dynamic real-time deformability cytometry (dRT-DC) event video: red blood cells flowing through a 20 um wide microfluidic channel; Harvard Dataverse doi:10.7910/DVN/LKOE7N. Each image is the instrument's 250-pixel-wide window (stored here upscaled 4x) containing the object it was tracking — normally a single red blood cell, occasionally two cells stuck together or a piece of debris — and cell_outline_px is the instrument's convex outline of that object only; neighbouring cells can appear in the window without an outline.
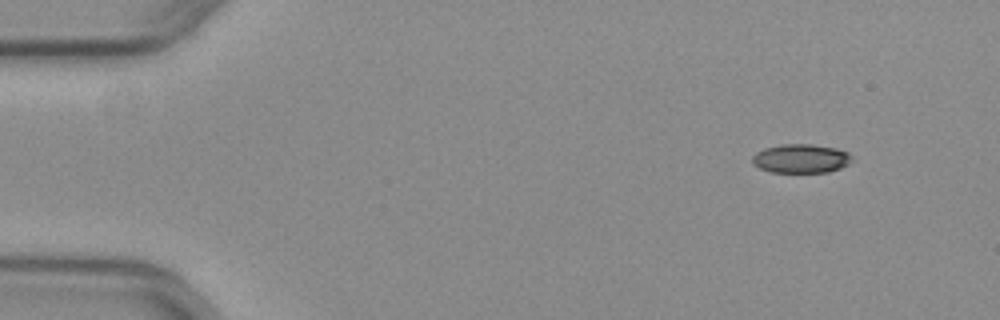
{"species": "common noctule bat (a hibernating species)", "species_latin": "Nyctalus noctula", "temperature_condition": "warm", "stored_images_in_passage": 48, "camera_frame_rate_fps": 3000, "um_per_image_px": 0.085, "animal": {"sex": "female", "body_mass_g": 29.2, "forearm_length_mm": 56.3}, "frame": {"image": 1, "passage_image": 1, "time_ms": 0.0, "image_size_px": [1000, 320], "cell_outline_px": [[852, 156], [848, 164], [840, 168], [828, 172], [772, 172], [760, 168], [752, 164], [752, 156], [756, 152], [764, 148], [780, 144], [812, 144], [836, 148], [848, 152]], "centroid_in_image_um": [68.06, 13.47], "position_along_channel_um": 16.9, "area_um2": 16.82}}
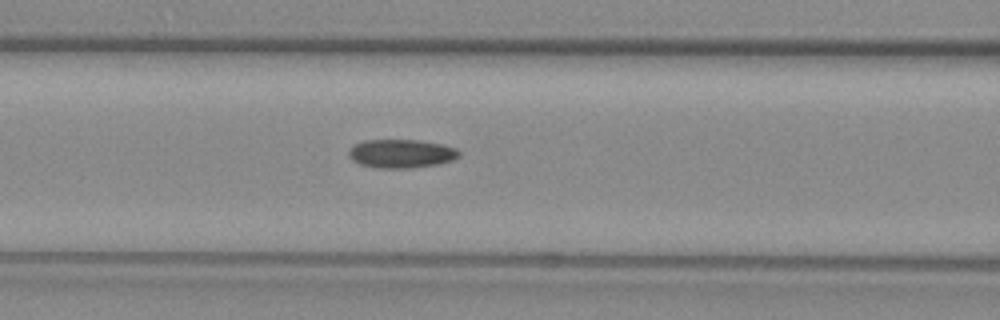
{"frame": {"image": 2, "passage_image": 18, "time_ms": 5.667, "image_size_px": [1000, 320], "cell_outline_px": [[460, 156], [452, 160], [436, 164], [412, 168], [372, 168], [360, 164], [352, 160], [348, 156], [348, 148], [364, 140], [420, 140], [440, 144], [456, 148], [460, 152]], "centroid_in_image_um": [34.07, 13.06], "position_along_channel_um": 132.5, "area_um2": 18.5}}
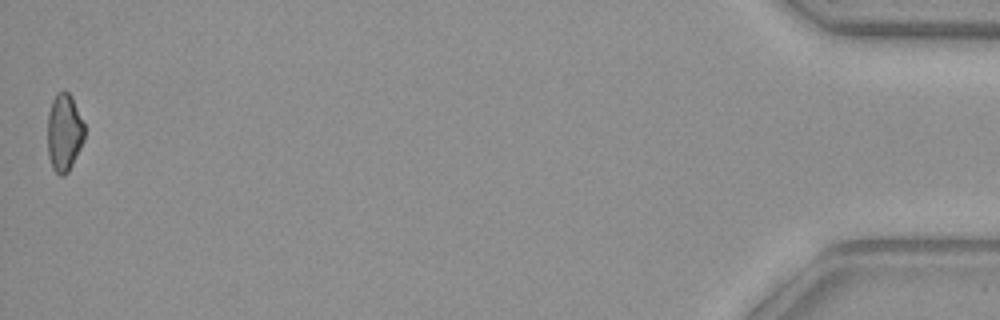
{"frame": {"image": 3, "passage_image": 48, "time_ms": 15.667, "image_size_px": [1000, 320], "cell_outline_px": [[84, 140], [68, 172], [64, 176], [60, 176], [52, 168], [48, 156], [48, 112], [52, 100], [56, 92], [68, 92], [72, 96], [84, 124]], "centroid_in_image_um": [5.45, 11.26], "position_along_channel_um": 429.8, "area_um2": 16.7}, "authors_computed_cell_mechanics": {"area_um2": 17.8024, "velocity_mm_per_s": 3.9787, "shape_relaxation_time_tau1_ms": null, "shape_relaxation_time_tau2_ms": 5.7672, "deformation_change_tau1": null, "deformation_change_tau2": 0.1116}}